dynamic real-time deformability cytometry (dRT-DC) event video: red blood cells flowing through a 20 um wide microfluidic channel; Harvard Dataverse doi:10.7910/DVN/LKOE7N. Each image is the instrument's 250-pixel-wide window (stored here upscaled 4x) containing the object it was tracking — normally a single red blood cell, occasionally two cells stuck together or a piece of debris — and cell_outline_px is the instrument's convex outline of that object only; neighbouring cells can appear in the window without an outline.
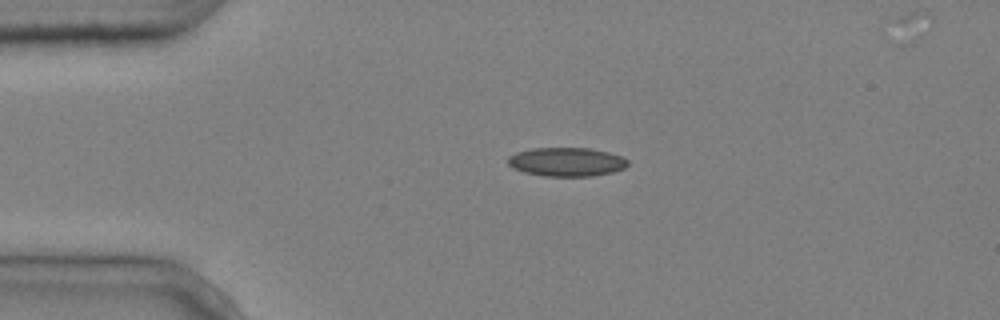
{"species": "common noctule bat (a hibernating species)", "species_latin": "Nyctalus noctula", "temperature_condition": "cold", "stored_images_in_passage": 4, "camera_frame_rate_fps": 3000, "um_per_image_px": 0.085, "animal": {"sex": "male", "body_mass_g": 20.4}, "frame": {"image": 1, "passage_image": 3, "time_ms": 0.667, "image_size_px": [1000, 320], "cell_outline_px": [[628, 164], [624, 168], [612, 172], [592, 176], [544, 176], [524, 172], [512, 168], [508, 164], [508, 156], [516, 152], [532, 148], [588, 148], [608, 152], [620, 156], [628, 160]], "centroid_in_image_um": [48.13, 13.76], "position_along_channel_um": 36.9, "area_um2": 20.11}}